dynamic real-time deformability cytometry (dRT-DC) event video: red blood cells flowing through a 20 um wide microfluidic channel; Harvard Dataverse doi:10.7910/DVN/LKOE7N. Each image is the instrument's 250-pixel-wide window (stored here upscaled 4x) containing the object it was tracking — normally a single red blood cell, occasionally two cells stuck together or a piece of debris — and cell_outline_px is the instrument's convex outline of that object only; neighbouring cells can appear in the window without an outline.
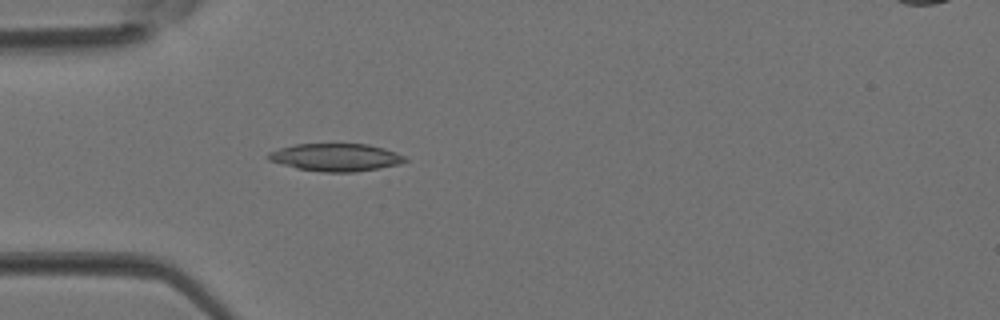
{"species": "Egyptian fruit bat (a non-hibernating species)", "species_latin": "Rousettus aegyptiacus", "temperature_condition": "room temperature", "stored_images_in_passage": 4, "camera_frame_rate_fps": 3000, "um_per_image_px": 0.085, "animal": {"sex": "female"}, "frame": {"image": 1, "passage_image": 4, "time_ms": 1.0, "image_size_px": [1000, 320], "cell_outline_px": [[408, 160], [400, 164], [356, 172], [320, 172], [296, 168], [268, 160], [264, 156], [268, 152], [280, 148], [296, 144], [368, 144], [384, 148], [396, 152], [404, 156]], "centroid_in_image_um": [28.52, 13.37], "position_along_channel_um": 56.5, "area_um2": 22.14}}